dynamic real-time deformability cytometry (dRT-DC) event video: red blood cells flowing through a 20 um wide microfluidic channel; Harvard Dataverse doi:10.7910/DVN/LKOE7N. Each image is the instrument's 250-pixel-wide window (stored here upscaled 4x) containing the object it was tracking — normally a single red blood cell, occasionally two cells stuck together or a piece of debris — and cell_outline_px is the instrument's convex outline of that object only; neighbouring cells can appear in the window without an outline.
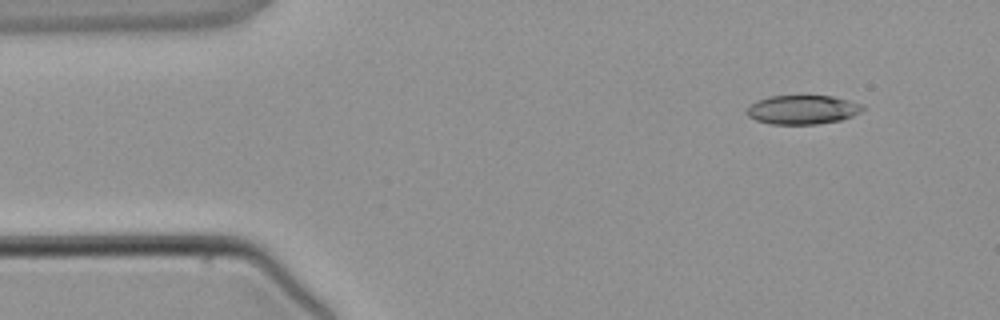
{"species": "common noctule bat (a hibernating species)", "species_latin": "Nyctalus noctula", "temperature_condition": "warm", "stored_images_in_passage": 3, "camera_frame_rate_fps": 3000, "um_per_image_px": 0.085, "animal": {"sex": "male", "body_mass_g": 21.5, "forearm_length_mm": 52.0}, "frame": {"image": 1, "passage_image": 1, "time_ms": 0.0, "image_size_px": [1000, 320], "cell_outline_px": [[864, 108], [860, 112], [852, 116], [840, 120], [816, 124], [772, 124], [756, 120], [748, 116], [748, 108], [756, 100], [768, 96], [832, 96], [848, 100], [860, 104]], "centroid_in_image_um": [68.21, 9.32], "position_along_channel_um": 16.8, "area_um2": 19.36}}